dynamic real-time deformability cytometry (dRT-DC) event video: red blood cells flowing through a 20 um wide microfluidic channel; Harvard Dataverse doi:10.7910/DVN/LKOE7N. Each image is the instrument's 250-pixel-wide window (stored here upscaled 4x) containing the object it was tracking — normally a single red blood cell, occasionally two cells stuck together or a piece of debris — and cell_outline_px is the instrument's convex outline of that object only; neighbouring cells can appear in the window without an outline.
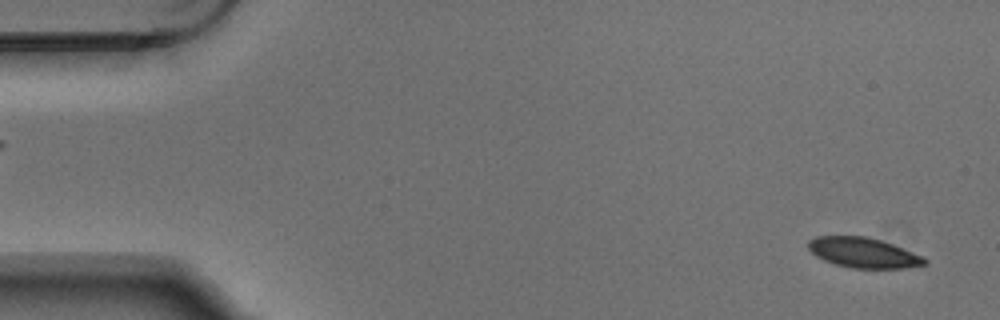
{"species": "Egyptian fruit bat (a non-hibernating species)", "species_latin": "Rousettus aegyptiacus", "temperature_condition": "warm", "stored_images_in_passage": 4, "segment_of_instrument_passage": [2, 2], "camera_frame_rate_fps": 3000, "um_per_image_px": 0.085, "animal": {"sex": "male"}, "frame": {"image": 1, "passage_image": 4, "time_ms": 1.0, "image_size_px": [1000, 320], "cell_outline_px": [[928, 264], [904, 268], [852, 268], [836, 264], [824, 260], [816, 256], [808, 248], [808, 240], [816, 236], [868, 236], [892, 244], [924, 256], [928, 260]], "centroid_in_image_um": [73.41, 21.47], "position_along_channel_um": 11.6, "area_um2": 20.46}}